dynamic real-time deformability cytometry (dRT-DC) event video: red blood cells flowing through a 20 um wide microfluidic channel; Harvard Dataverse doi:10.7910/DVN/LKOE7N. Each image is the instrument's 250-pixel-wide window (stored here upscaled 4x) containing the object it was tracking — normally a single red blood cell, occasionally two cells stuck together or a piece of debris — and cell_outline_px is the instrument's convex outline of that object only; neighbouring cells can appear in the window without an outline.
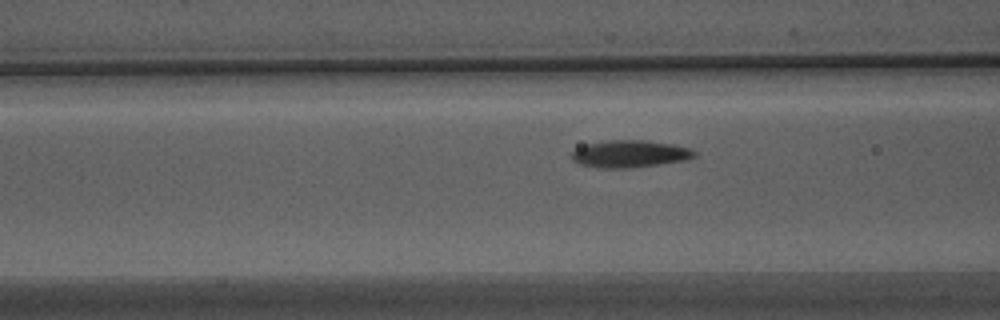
{"species": "Egyptian fruit bat (a non-hibernating species)", "species_latin": "Rousettus aegyptiacus", "temperature_condition": "warm", "stored_images_in_passage": 6, "segment_of_instrument_passage": [2, 2], "camera_frame_rate_fps": 3000, "um_per_image_px": 0.085, "animal": {"sex": "male"}, "frame": {"image": 1, "passage_image": 5, "time_ms": 1.333, "image_size_px": [1000, 320], "cell_outline_px": [[440, 268], [432, 276], [292, 276], [292, 268], [380, 264]], "centroid_in_image_um": [31.06, 23.02], "position_along_channel_um": 135.5, "area_um2": 10.46}}